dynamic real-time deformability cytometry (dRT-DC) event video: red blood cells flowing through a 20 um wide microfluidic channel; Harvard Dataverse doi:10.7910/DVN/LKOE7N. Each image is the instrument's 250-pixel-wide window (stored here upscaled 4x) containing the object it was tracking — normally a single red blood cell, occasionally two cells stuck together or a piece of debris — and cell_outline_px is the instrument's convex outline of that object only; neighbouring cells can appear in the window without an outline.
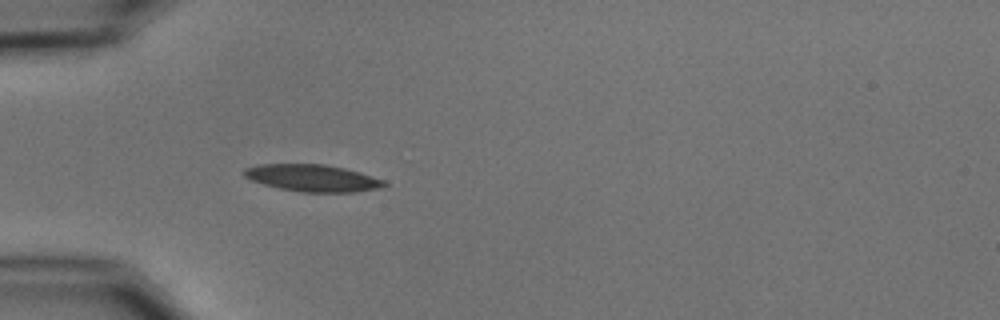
{"species": "common noctule bat (a hibernating species)", "species_latin": "Nyctalus noctula", "temperature_condition": "cold", "stored_images_in_passage": 3, "camera_frame_rate_fps": 3000, "um_per_image_px": 0.085, "animal": {"sex": "male", "body_mass_g": 15.6}, "frame": {"image": 1, "passage_image": 3, "time_ms": 3.333, "image_size_px": [1000, 320], "cell_outline_px": [[388, 184], [384, 188], [356, 192], [300, 192], [280, 188], [264, 184], [252, 180], [244, 176], [240, 172], [244, 168], [256, 164], [324, 164], [344, 168], [360, 172], [384, 180]], "centroid_in_image_um": [26.57, 15.13], "position_along_channel_um": 58.4, "area_um2": 22.25}}